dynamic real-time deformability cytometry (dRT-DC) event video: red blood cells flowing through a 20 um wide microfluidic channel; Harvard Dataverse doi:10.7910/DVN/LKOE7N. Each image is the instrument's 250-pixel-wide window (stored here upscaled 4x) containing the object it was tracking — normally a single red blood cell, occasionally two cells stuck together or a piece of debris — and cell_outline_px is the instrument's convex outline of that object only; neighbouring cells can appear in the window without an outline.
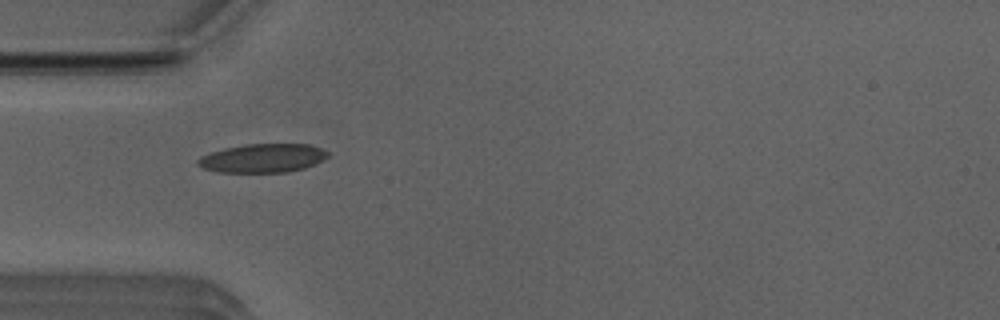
{"species": "Egyptian fruit bat (a non-hibernating species)", "species_latin": "Rousettus aegyptiacus", "temperature_condition": "room temperature", "stored_images_in_passage": 5, "camera_frame_rate_fps": 3000, "um_per_image_px": 0.085, "animal": {"sex": "male"}, "frame": {"image": 1, "passage_image": 2, "time_ms": 0.333, "image_size_px": [1000, 320], "cell_outline_px": [[328, 156], [304, 168], [288, 172], [216, 172], [204, 168], [196, 164], [196, 160], [200, 156], [224, 148], [244, 144], [308, 144], [320, 148], [328, 152]], "centroid_in_image_um": [22.27, 13.44], "position_along_channel_um": 62.7, "area_um2": 21.62}}